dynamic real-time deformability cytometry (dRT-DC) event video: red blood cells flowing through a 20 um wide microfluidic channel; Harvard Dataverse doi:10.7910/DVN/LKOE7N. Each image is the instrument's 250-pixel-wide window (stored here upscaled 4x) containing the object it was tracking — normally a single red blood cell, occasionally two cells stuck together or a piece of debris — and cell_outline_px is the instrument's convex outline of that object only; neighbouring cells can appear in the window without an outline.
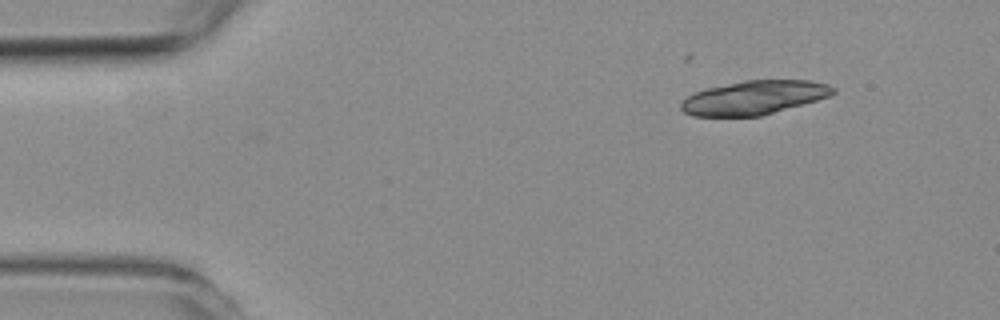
{"species": "common noctule bat (a hibernating species)", "species_latin": "Nyctalus noctula", "temperature_condition": "room temperature", "stored_images_in_passage": 2, "camera_frame_rate_fps": 3000, "um_per_image_px": 0.085, "animal": {"sex": "female", "body_mass_g": 19.3, "forearm_length_mm": 54.1}, "frame": {"image": 1, "passage_image": 1, "time_ms": 0.0, "image_size_px": [1000, 320], "cell_outline_px": [[836, 92], [828, 96], [816, 100], [760, 116], [692, 116], [684, 112], [680, 108], [680, 104], [688, 96], [696, 92], [708, 88], [744, 80], [812, 80], [828, 84], [836, 88]], "centroid_in_image_um": [64.11, 8.29], "position_along_channel_um": 20.9, "area_um2": 29.77}}